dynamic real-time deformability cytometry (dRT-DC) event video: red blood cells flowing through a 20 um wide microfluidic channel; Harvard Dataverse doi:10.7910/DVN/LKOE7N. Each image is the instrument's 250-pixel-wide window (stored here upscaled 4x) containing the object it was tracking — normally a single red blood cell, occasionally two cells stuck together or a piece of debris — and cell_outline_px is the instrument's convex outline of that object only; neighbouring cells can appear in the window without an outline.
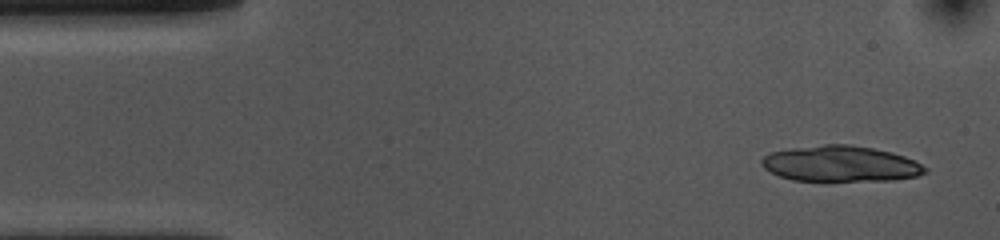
{"species": "common noctule bat (a hibernating species)", "species_latin": "Nyctalus noctula", "temperature_condition": "cold", "stored_images_in_passage": 27, "camera_frame_rate_fps": 3000, "um_per_image_px": 0.085, "animal": {"sex": "female", "body_mass_g": 10.0, "forearm_length_mm": 53.1}, "frame": {"image": 1, "passage_image": 3, "time_ms": 0.667, "image_size_px": [1000, 240], "cell_outline_px": [[928, 172], [916, 176], [892, 180], [792, 180], [780, 176], [764, 168], [760, 164], [760, 160], [764, 156], [772, 152], [792, 148], [824, 144], [852, 144], [892, 152], [904, 156], [928, 168]], "centroid_in_image_um": [71.45, 13.91], "position_along_channel_um": 13.6, "area_um2": 33.87}}
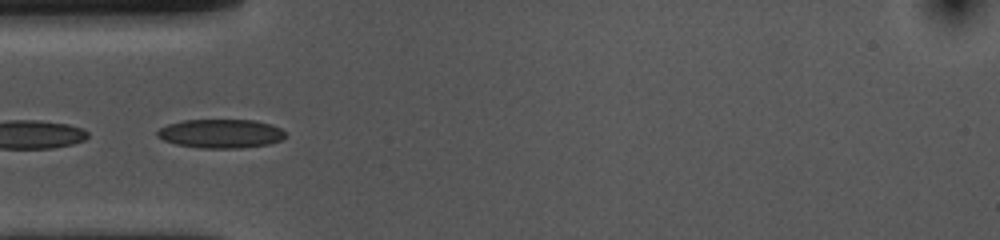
{"frame": {"image": 2, "passage_image": 15, "time_ms": 4.667, "image_size_px": [1000, 240], "cell_outline_px": [[288, 136], [280, 140], [268, 144], [240, 148], [200, 148], [176, 144], [164, 140], [156, 136], [156, 132], [160, 128], [168, 124], [184, 120], [256, 120], [272, 124], [288, 132]], "centroid_in_image_um": [18.8, 11.35], "position_along_channel_um": 66.2, "area_um2": 21.73}}